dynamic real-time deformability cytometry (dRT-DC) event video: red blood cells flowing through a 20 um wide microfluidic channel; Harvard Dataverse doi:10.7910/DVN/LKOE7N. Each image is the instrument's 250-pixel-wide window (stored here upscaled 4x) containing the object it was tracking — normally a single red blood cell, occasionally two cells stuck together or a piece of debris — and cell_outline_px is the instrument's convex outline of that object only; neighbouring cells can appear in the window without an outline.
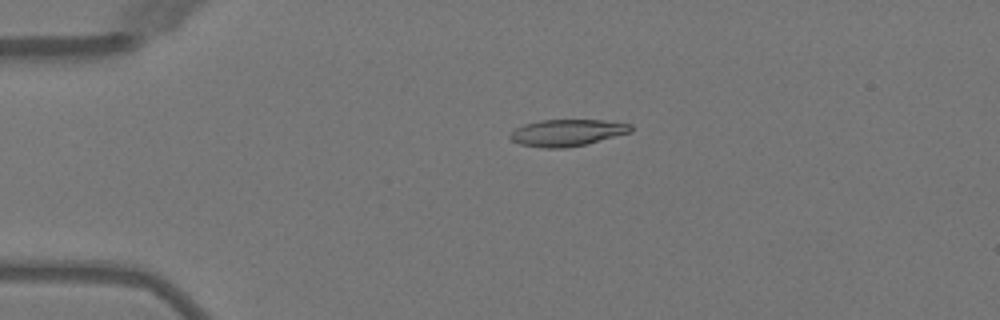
{"species": "Egyptian fruit bat (a non-hibernating species)", "species_latin": "Rousettus aegyptiacus", "temperature_condition": "warm", "stored_images_in_passage": 5, "camera_frame_rate_fps": 3000, "um_per_image_px": 0.085, "animal": {"sex": "female"}, "frame": {"image": 1, "passage_image": 4, "time_ms": 3.333, "image_size_px": [1000, 320], "cell_outline_px": [[632, 132], [584, 144], [564, 148], [544, 148], [520, 144], [512, 140], [508, 136], [516, 128], [524, 124], [540, 120], [604, 120], [632, 124]], "centroid_in_image_um": [48.21, 11.27], "position_along_channel_um": 36.8, "area_um2": 18.67}}